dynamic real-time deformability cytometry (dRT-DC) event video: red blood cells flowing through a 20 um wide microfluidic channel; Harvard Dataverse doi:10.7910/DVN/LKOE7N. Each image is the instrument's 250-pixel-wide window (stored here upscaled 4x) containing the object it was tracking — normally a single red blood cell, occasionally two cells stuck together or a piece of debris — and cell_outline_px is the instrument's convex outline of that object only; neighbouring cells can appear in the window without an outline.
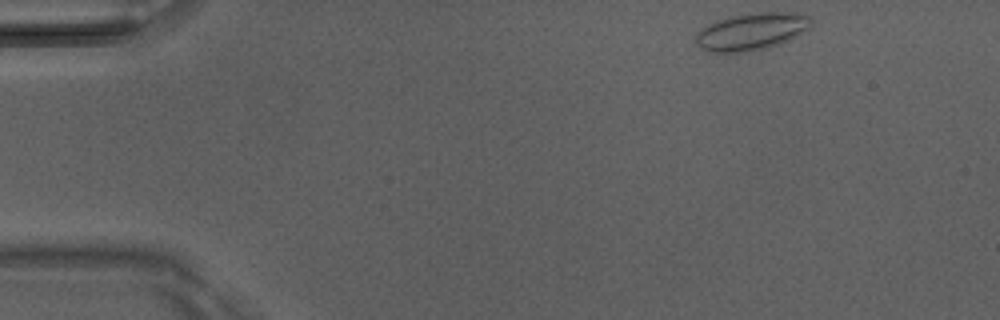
{"species": "Egyptian fruit bat (a non-hibernating species)", "species_latin": "Rousettus aegyptiacus", "temperature_condition": "room temperature", "stored_images_in_passage": 45, "camera_frame_rate_fps": 3000, "um_per_image_px": 0.085, "animal": {"sex": "male"}, "frame": {"image": 1, "passage_image": 1, "time_ms": 0.0, "image_size_px": [1000, 320], "cell_outline_px": [[812, 24], [808, 28], [796, 36], [780, 44], [768, 48], [748, 52], [708, 52], [700, 48], [696, 44], [696, 32], [700, 28], [716, 20], [732, 16], [756, 12], [792, 12], [812, 16]], "centroid_in_image_um": [63.87, 2.68], "position_along_channel_um": 21.1, "area_um2": 25.32}}
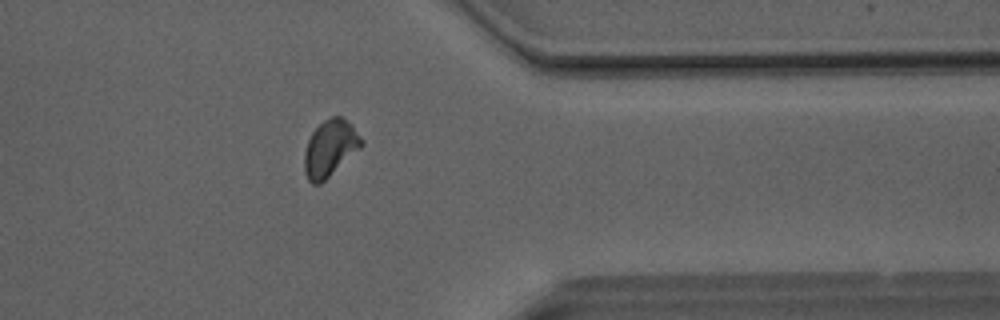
{"frame": {"image": 2, "passage_image": 35, "time_ms": 11.333, "image_size_px": [1000, 320], "cell_outline_px": [[364, 144], [360, 148], [320, 184], [312, 184], [308, 180], [304, 172], [304, 152], [308, 140], [312, 132], [324, 120], [332, 116], [340, 116], [352, 124], [364, 140]], "centroid_in_image_um": [28.05, 12.59], "position_along_channel_um": 383.3, "area_um2": 18.73}}
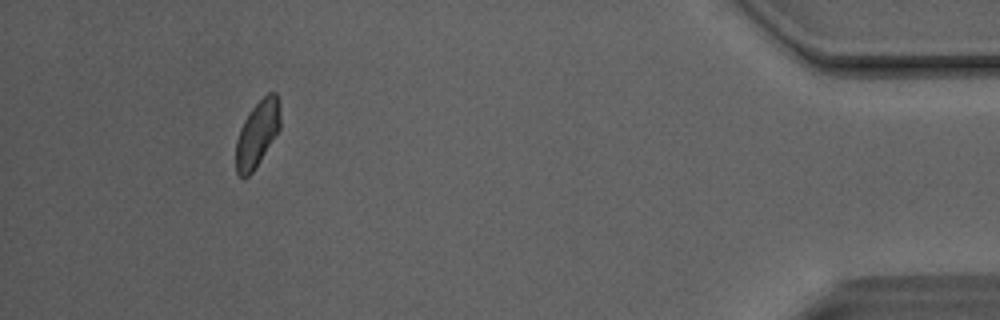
{"frame": {"image": 3, "passage_image": 41, "time_ms": 13.333, "image_size_px": [1000, 320], "cell_outline_px": [[280, 128], [260, 160], [252, 172], [248, 176], [240, 176], [236, 172], [236, 140], [240, 128], [244, 120], [252, 108], [268, 92], [276, 92], [280, 100]], "centroid_in_image_um": [21.88, 11.32], "position_along_channel_um": 413.3, "area_um2": 16.94}, "authors_computed_cell_mechanics": {"area_um2": 18.3804, "velocity_mm_per_s": 4.1117, "shape_relaxation_time_tau1_ms": 9.7298, "shape_relaxation_time_tau2_ms": 0.953, "deformation_change_tau1": 0.1309, "deformation_change_tau2": 0.0543}}